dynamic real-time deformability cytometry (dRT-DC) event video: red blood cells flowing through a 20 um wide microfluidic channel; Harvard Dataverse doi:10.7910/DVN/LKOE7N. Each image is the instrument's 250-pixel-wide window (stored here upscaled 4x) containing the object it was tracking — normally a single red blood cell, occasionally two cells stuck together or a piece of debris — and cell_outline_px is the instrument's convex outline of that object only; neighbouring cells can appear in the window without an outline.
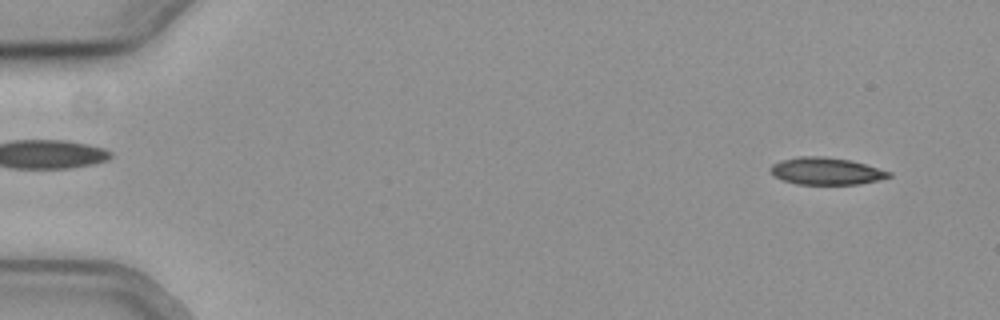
{"species": "common noctule bat (a hibernating species)", "species_latin": "Nyctalus noctula", "temperature_condition": "cold", "stored_images_in_passage": 55, "camera_frame_rate_fps": 3000, "um_per_image_px": 0.085, "animal": {"sex": "female", "body_mass_g": 19.3, "forearm_length_mm": 54.1}, "frame": {"image": 1, "passage_image": 4, "time_ms": 1.0, "image_size_px": [1000, 320], "cell_outline_px": [[892, 176], [880, 180], [860, 184], [796, 184], [784, 180], [776, 176], [768, 168], [772, 164], [780, 160], [800, 156], [824, 156], [848, 160], [864, 164], [892, 172]], "centroid_in_image_um": [70.23, 14.54], "position_along_channel_um": 14.8, "area_um2": 18.67}}
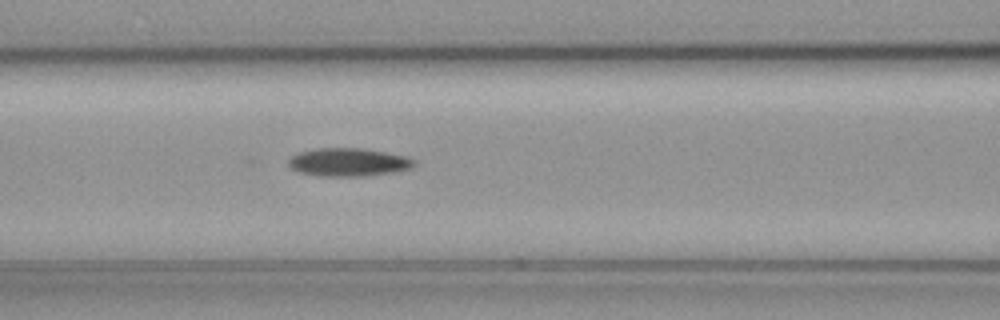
{"frame": {"image": 2, "passage_image": 24, "time_ms": 7.667, "image_size_px": [1000, 320], "cell_outline_px": [[416, 164], [412, 168], [396, 172], [368, 176], [316, 176], [300, 172], [292, 168], [288, 164], [288, 160], [292, 156], [300, 152], [320, 148], [360, 148], [384, 152], [404, 156], [416, 160]], "centroid_in_image_um": [29.65, 13.8], "position_along_channel_um": 137.0, "area_um2": 20.63}}
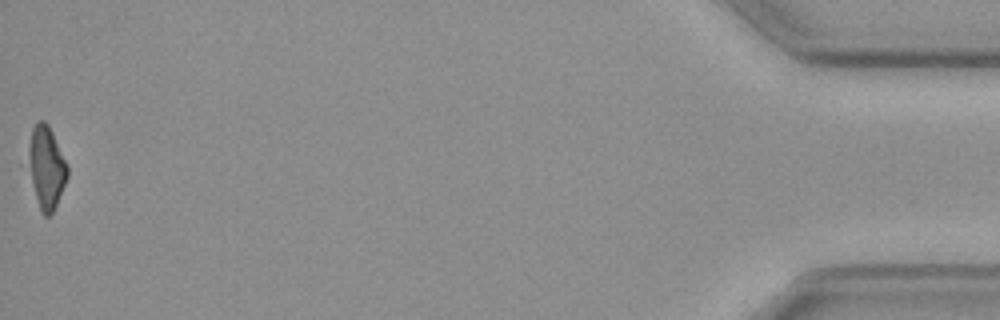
{"frame": {"image": 3, "passage_image": 55, "time_ms": 18.0, "image_size_px": [1000, 320], "cell_outline_px": [[68, 176], [56, 204], [52, 212], [48, 216], [44, 216], [40, 212], [32, 180], [32, 128], [40, 120], [44, 120], [48, 124], [68, 164]], "centroid_in_image_um": [4.02, 14.26], "position_along_channel_um": 431.2, "area_um2": 17.46}, "authors_computed_cell_mechanics": {"area_um2": 19.363, "velocity_mm_per_s": 3.8113, "shape_relaxation_time_tau1_ms": 2.1161, "shape_relaxation_time_tau2_ms": null, "deformation_change_tau1": 0.0979, "deformation_change_tau2": null}}